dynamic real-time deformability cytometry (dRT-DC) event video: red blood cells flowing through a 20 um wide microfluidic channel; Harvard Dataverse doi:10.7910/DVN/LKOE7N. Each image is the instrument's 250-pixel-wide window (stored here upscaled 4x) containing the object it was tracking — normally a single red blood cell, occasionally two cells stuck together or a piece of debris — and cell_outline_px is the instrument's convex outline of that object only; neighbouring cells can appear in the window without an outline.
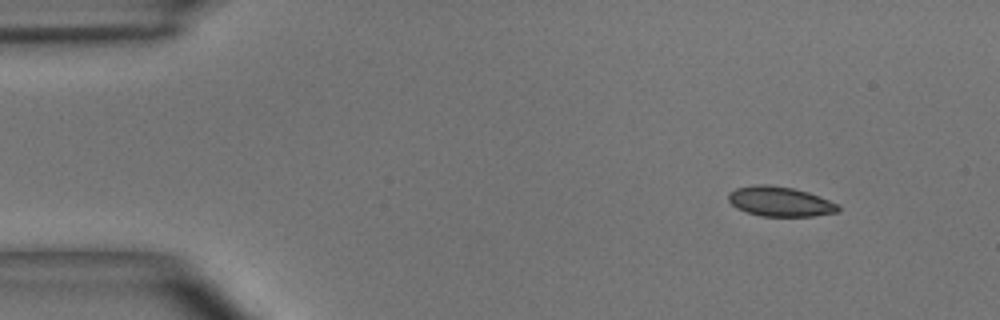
{"species": "common noctule bat (a hibernating species)", "species_latin": "Nyctalus noctula", "temperature_condition": "room temperature", "stored_images_in_passage": 4, "camera_frame_rate_fps": 3000, "um_per_image_px": 0.085, "animal": {"sex": "male", "body_mass_g": 15.6}, "frame": {"image": 1, "passage_image": 1, "time_ms": 0.0, "image_size_px": [1000, 320], "cell_outline_px": [[840, 212], [812, 216], [760, 216], [736, 208], [728, 200], [728, 192], [736, 188], [756, 184], [768, 184], [792, 188], [808, 192], [840, 204]], "centroid_in_image_um": [66.32, 17.13], "position_along_channel_um": 18.7, "area_um2": 19.19}}